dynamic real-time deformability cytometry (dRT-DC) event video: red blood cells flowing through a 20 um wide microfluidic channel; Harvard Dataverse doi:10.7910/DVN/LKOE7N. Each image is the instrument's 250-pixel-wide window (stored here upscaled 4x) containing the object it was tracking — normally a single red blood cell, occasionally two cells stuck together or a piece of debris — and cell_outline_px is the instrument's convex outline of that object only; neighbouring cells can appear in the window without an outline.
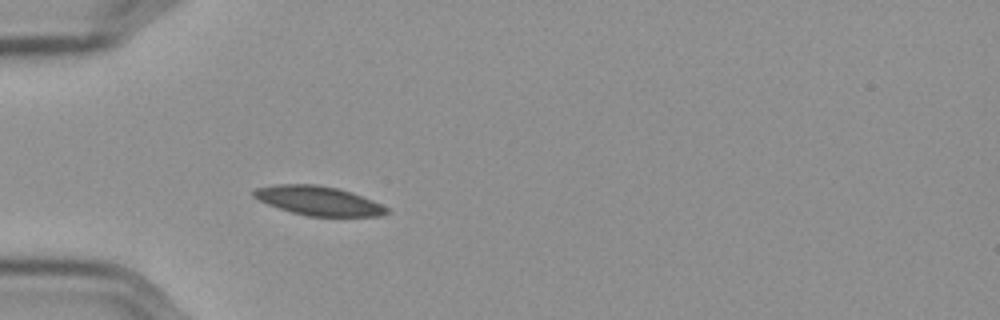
{"species": "Egyptian fruit bat (a non-hibernating species)", "species_latin": "Rousettus aegyptiacus", "temperature_condition": "cold", "stored_images_in_passage": 40, "camera_frame_rate_fps": 3000, "um_per_image_px": 0.085, "frame": {"image": 1, "passage_image": 1, "time_ms": 0.0, "image_size_px": [1000, 320], "cell_outline_px": [[388, 212], [380, 216], [308, 216], [292, 212], [268, 204], [252, 196], [252, 192], [256, 188], [276, 184], [320, 184], [352, 192], [372, 200], [388, 208]], "centroid_in_image_um": [27.06, 17.05], "position_along_channel_um": 57.9, "area_um2": 22.43}}
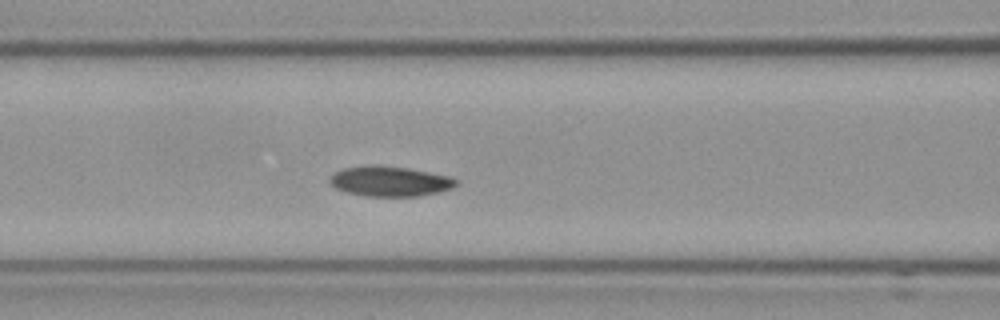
{"frame": {"image": 2, "passage_image": 8, "time_ms": 2.333, "image_size_px": [1000, 320], "cell_outline_px": [[460, 180], [452, 188], [420, 196], [364, 196], [348, 192], [336, 188], [328, 180], [336, 172], [344, 168], [372, 164], [380, 164], [408, 168], [448, 176]], "centroid_in_image_um": [33.14, 15.4], "position_along_channel_um": 133.5, "area_um2": 22.08}}
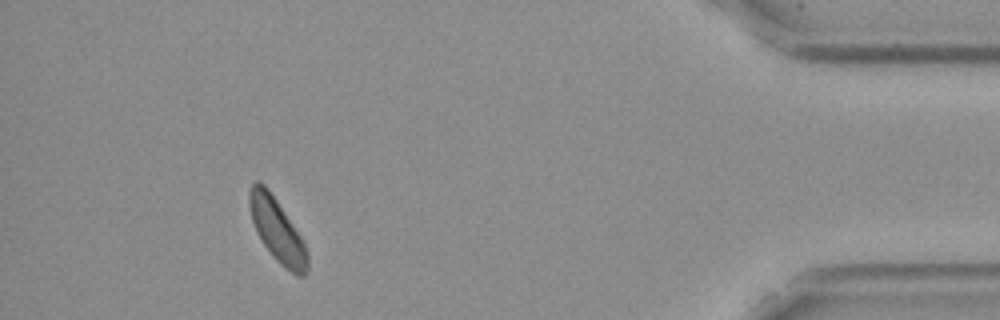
{"frame": {"image": 3, "passage_image": 36, "time_ms": 11.667, "image_size_px": [1000, 320], "cell_outline_px": [[308, 268], [304, 276], [296, 276], [280, 264], [264, 244], [256, 232], [252, 220], [248, 204], [248, 192], [252, 184], [256, 180], [260, 180], [268, 188], [300, 236], [308, 252]], "centroid_in_image_um": [23.54, 19.55], "position_along_channel_um": 411.7, "area_um2": 21.15}, "authors_computed_cell_mechanics": {"area_um2": 21.6461, "velocity_mm_per_s": 3.5525, "shape_relaxation_time_tau1_ms": 3.362, "shape_relaxation_time_tau2_ms": 5.2826, "deformation_change_tau1": 0.0661, "deformation_change_tau2": 0.0936}}